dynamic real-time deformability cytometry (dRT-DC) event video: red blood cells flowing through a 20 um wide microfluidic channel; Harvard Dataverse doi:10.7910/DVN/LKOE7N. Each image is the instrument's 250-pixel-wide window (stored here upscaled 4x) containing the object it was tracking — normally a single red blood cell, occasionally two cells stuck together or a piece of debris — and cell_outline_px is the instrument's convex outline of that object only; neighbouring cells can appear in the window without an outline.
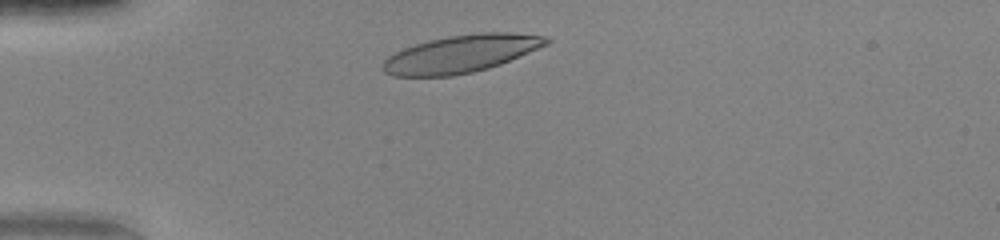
{"species": "human", "species_latin": "Homo sapiens", "temperature_condition": "warm", "stored_images_in_passage": 33, "camera_frame_rate_fps": 3000, "um_per_image_px": 0.085, "donor": {"sex": "female"}, "frame": {"image": 1, "passage_image": 4, "time_ms": 1.0, "image_size_px": [1000, 240], "cell_outline_px": [[552, 40], [548, 44], [500, 64], [488, 68], [472, 72], [452, 76], [392, 76], [384, 72], [380, 68], [384, 60], [388, 56], [404, 48], [428, 40], [448, 36], [480, 32], [508, 32], [544, 36]], "centroid_in_image_um": [39.16, 4.57], "position_along_channel_um": 45.8, "area_um2": 35.66}}
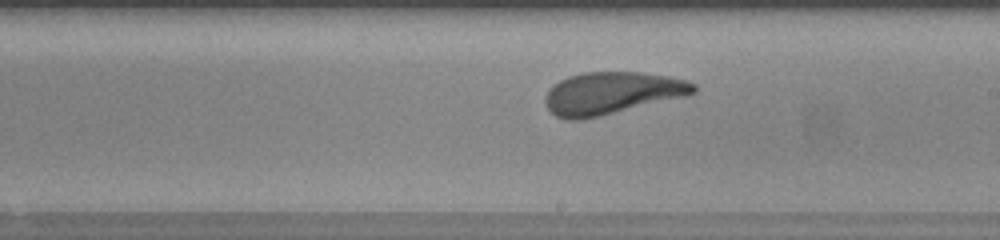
{"frame": {"image": 2, "passage_image": 20, "time_ms": 6.333, "image_size_px": [1000, 240], "cell_outline_px": [[696, 92], [688, 96], [600, 116], [580, 120], [564, 120], [556, 116], [548, 108], [544, 100], [544, 96], [560, 80], [568, 76], [584, 72], [640, 72], [668, 76], [684, 80], [696, 84]], "centroid_in_image_um": [52.02, 7.92], "position_along_channel_um": 237.0, "area_um2": 36.59}}
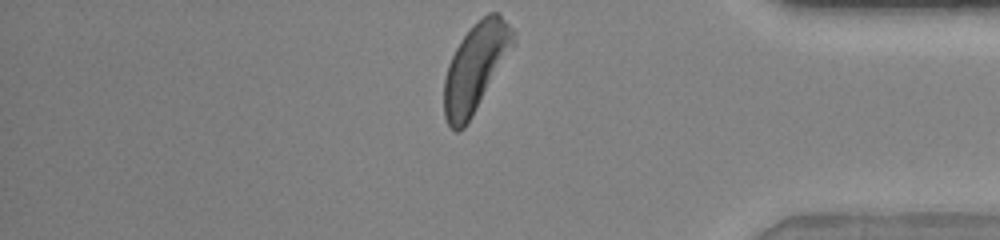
{"frame": {"image": 3, "passage_image": 33, "time_ms": 10.667, "image_size_px": [1000, 240], "cell_outline_px": [[516, 44], [472, 116], [464, 128], [460, 132], [456, 132], [448, 124], [444, 116], [444, 80], [448, 64], [460, 40], [488, 12], [500, 12], [516, 32]], "centroid_in_image_um": [40.46, 5.72], "position_along_channel_um": 394.7, "area_um2": 35.49}, "authors_computed_cell_mechanics": {"area_um2": 36.2984, "velocity_mm_per_s": 4.1278, "shape_relaxation_time_tau1_ms": 2.978, "shape_relaxation_time_tau2_ms": 1.0364, "deformation_change_tau1": 0.1465, "deformation_change_tau2": 0.0867}}